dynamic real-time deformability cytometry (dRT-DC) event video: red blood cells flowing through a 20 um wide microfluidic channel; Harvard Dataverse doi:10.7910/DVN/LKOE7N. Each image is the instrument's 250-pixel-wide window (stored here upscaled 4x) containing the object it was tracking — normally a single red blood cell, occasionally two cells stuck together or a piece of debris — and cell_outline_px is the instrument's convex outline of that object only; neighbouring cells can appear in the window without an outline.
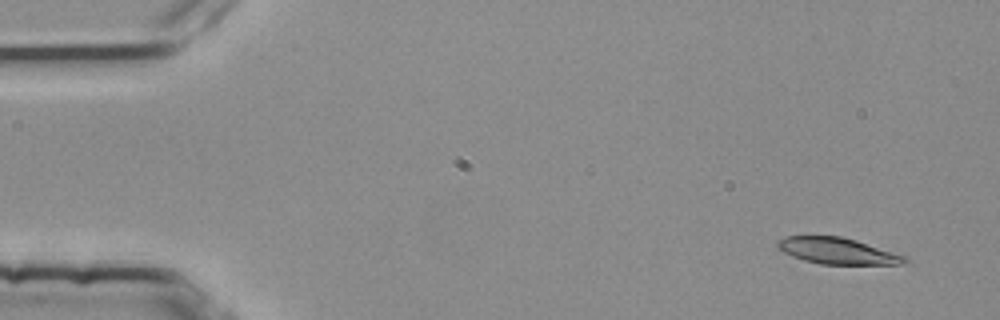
{"species": "common noctule bat (a hibernating species)", "species_latin": "Nyctalus noctula", "temperature_condition": "room temperature", "stored_images_in_passage": 3, "camera_frame_rate_fps": 3000, "um_per_image_px": 0.085, "animal": {"sex": "female", "body_mass_g": 25.1}, "frame": {"image": 1, "passage_image": 1, "time_ms": 0.0, "image_size_px": [1000, 320], "cell_outline_px": [[908, 260], [904, 264], [820, 264], [804, 260], [792, 256], [776, 248], [776, 240], [784, 236], [840, 236], [856, 240], [908, 256]], "centroid_in_image_um": [71.17, 21.32], "position_along_channel_um": 13.8, "area_um2": 19.65}}